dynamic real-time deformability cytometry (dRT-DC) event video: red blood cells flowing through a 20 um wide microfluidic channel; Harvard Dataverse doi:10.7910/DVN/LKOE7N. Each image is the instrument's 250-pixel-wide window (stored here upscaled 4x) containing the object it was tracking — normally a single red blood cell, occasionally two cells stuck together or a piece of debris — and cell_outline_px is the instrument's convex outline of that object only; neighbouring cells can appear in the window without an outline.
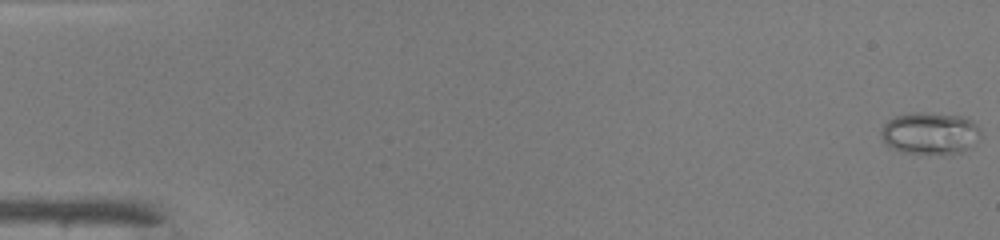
{"species": "common noctule bat (a hibernating species)", "species_latin": "Nyctalus noctula", "temperature_condition": "warm", "stored_images_in_passage": 49, "camera_frame_rate_fps": 3000, "um_per_image_px": 0.085, "animal": {"sex": "male", "body_mass_g": 19.0, "forearm_length_mm": 50.8}, "frame": {"image": 1, "passage_image": 1, "time_ms": 0.0, "image_size_px": [1000, 240], "cell_outline_px": [[980, 136], [960, 152], [908, 152], [892, 148], [880, 136], [880, 128], [888, 120], [896, 116], [912, 112], [920, 112], [968, 116], [980, 128]], "centroid_in_image_um": [79.03, 11.26], "position_along_channel_um": 6.0, "area_um2": 23.81}}
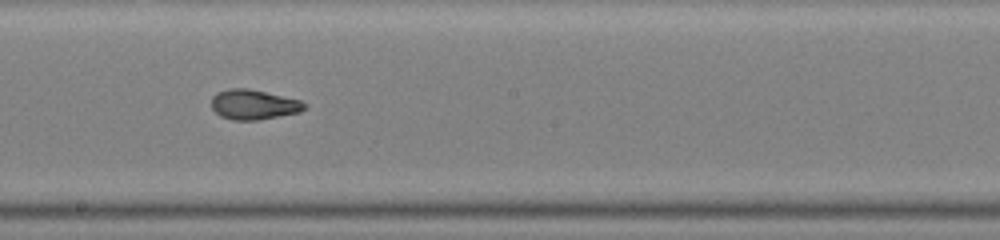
{"frame": {"image": 2, "passage_image": 28, "time_ms": 9.0, "image_size_px": [1000, 240], "cell_outline_px": [[308, 108], [300, 112], [256, 120], [232, 120], [220, 116], [212, 108], [212, 96], [216, 92], [228, 88], [248, 88], [300, 100], [308, 104]], "centroid_in_image_um": [21.56, 8.88], "position_along_channel_um": 226.6, "area_um2": 16.3}}
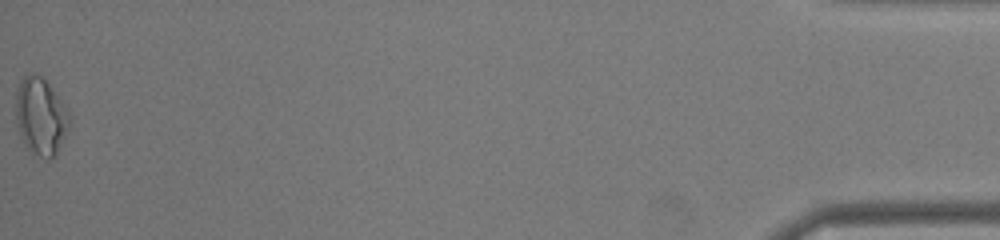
{"frame": {"image": 3, "passage_image": 49, "time_ms": 16.0, "image_size_px": [1000, 240], "cell_outline_px": [[68, 124], [64, 136], [56, 156], [52, 160], [48, 160], [32, 156], [24, 144], [20, 136], [16, 124], [16, 92], [20, 80], [24, 76], [32, 72], [40, 76], [48, 84], [60, 100], [68, 112]], "centroid_in_image_um": [3.41, 9.96], "position_along_channel_um": 431.8, "area_um2": 24.1}, "authors_computed_cell_mechanics": {"area_um2": 17.5134, "velocity_mm_per_s": 4.2678, "shape_relaxation_time_tau1_ms": null, "shape_relaxation_time_tau2_ms": 1.7905, "deformation_change_tau1": null, "deformation_change_tau2": 0.0809}}